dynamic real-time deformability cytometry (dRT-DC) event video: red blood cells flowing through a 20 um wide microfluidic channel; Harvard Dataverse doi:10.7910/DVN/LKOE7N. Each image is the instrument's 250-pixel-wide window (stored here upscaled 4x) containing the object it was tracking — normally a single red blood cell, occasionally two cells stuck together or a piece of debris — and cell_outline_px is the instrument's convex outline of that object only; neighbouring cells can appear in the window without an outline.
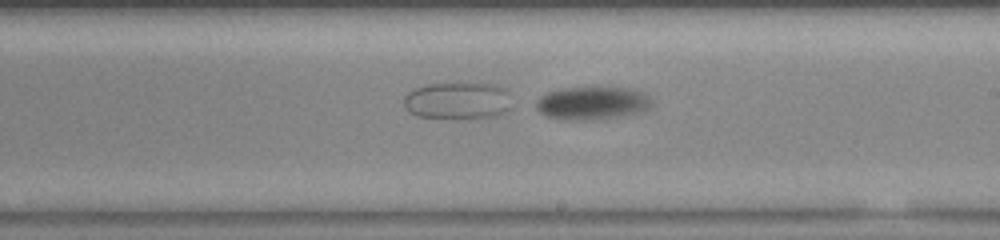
{"species": "common noctule bat (a hibernating species)", "species_latin": "Nyctalus noctula", "temperature_condition": "warm", "stored_images_in_passage": 56, "camera_frame_rate_fps": 3000, "um_per_image_px": 0.085, "animal": {"sex": "female", "body_mass_g": 23.0, "forearm_length_mm": 53.4}, "frame": {"image": 1, "passage_image": 33, "time_ms": 10.667, "image_size_px": [1000, 240], "cell_outline_px": [[652, 108], [644, 112], [600, 120], [576, 120], [548, 116], [540, 112], [536, 108], [536, 100], [540, 96], [548, 92], [560, 88], [636, 88], [644, 92], [652, 100]], "centroid_in_image_um": [50.42, 8.77], "position_along_channel_um": 238.6, "area_um2": 22.54}}